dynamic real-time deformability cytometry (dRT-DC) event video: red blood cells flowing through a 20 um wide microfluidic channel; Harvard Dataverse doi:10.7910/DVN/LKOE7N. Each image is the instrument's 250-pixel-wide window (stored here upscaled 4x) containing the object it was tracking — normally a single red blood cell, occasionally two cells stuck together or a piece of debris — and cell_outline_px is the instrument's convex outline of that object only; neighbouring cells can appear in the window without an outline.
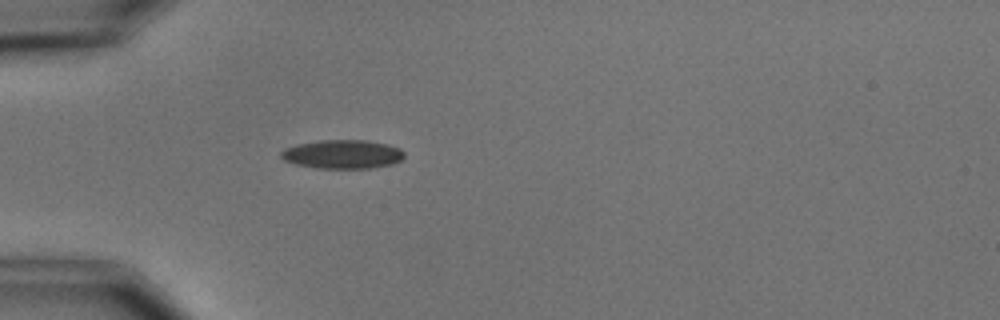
{"species": "common noctule bat (a hibernating species)", "species_latin": "Nyctalus noctula", "temperature_condition": "cold", "stored_images_in_passage": 1, "camera_frame_rate_fps": 3000, "um_per_image_px": 0.085, "animal": {"sex": "male", "body_mass_g": 15.6}, "frame": {"image": 1, "passage_image": 1, "time_ms": 0.0, "image_size_px": [1000, 320], "cell_outline_px": [[404, 156], [400, 160], [392, 164], [368, 168], [316, 168], [296, 164], [284, 160], [280, 156], [280, 152], [284, 148], [296, 144], [320, 140], [368, 140], [388, 144], [400, 148], [404, 152]], "centroid_in_image_um": [29.1, 13.1], "position_along_channel_um": 55.9, "area_um2": 20.75}}